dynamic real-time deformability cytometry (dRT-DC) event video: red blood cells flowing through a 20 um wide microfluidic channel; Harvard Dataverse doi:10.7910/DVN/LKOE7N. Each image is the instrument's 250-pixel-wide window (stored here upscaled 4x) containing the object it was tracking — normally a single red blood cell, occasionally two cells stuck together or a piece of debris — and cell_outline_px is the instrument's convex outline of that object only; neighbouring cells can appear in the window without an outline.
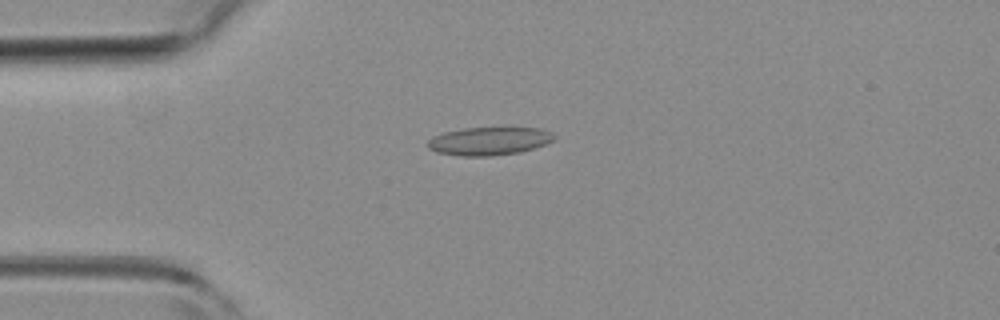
{"species": "common noctule bat (a hibernating species)", "species_latin": "Nyctalus noctula", "temperature_condition": "room temperature", "stored_images_in_passage": 51, "camera_frame_rate_fps": 3000, "um_per_image_px": 0.085, "animal": {"sex": "female", "body_mass_g": 19.3, "forearm_length_mm": 54.1}, "frame": {"image": 1, "passage_image": 13, "time_ms": 4.0, "image_size_px": [1000, 320], "cell_outline_px": [[556, 140], [520, 152], [492, 156], [460, 156], [436, 152], [428, 148], [428, 140], [432, 136], [444, 132], [464, 128], [540, 128], [552, 132], [556, 136]], "centroid_in_image_um": [41.57, 11.99], "position_along_channel_um": 43.4, "area_um2": 20.75}}
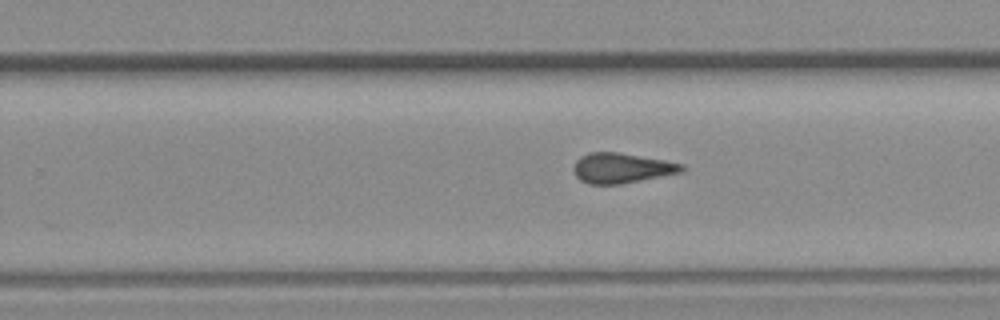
{"frame": {"image": 2, "passage_image": 32, "time_ms": 10.333, "image_size_px": [1000, 320], "cell_outline_px": [[684, 172], [620, 184], [588, 184], [580, 180], [576, 176], [572, 168], [576, 160], [580, 156], [588, 152], [616, 152], [664, 160], [684, 164]], "centroid_in_image_um": [52.82, 14.28], "position_along_channel_um": 277.0, "area_um2": 19.02}}
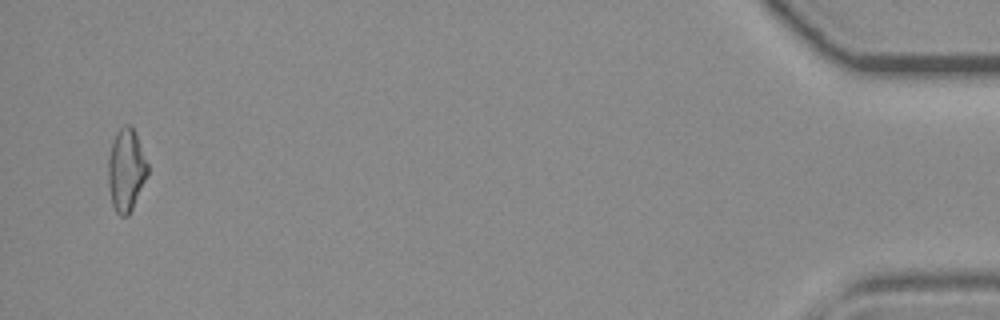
{"frame": {"image": 3, "passage_image": 50, "time_ms": 16.333, "image_size_px": [1000, 320], "cell_outline_px": [[148, 176], [128, 216], [120, 216], [116, 212], [112, 204], [108, 184], [108, 156], [116, 132], [124, 124], [132, 124], [136, 132], [148, 164]], "centroid_in_image_um": [10.73, 14.42], "position_along_channel_um": 424.5, "area_um2": 19.19}, "authors_computed_cell_mechanics": {"area_um2": 19.1896, "velocity_mm_per_s": 3.998, "shape_relaxation_time_tau1_ms": null, "shape_relaxation_time_tau2_ms": 3.0966, "deformation_change_tau1": null, "deformation_change_tau2": 0.1268}}